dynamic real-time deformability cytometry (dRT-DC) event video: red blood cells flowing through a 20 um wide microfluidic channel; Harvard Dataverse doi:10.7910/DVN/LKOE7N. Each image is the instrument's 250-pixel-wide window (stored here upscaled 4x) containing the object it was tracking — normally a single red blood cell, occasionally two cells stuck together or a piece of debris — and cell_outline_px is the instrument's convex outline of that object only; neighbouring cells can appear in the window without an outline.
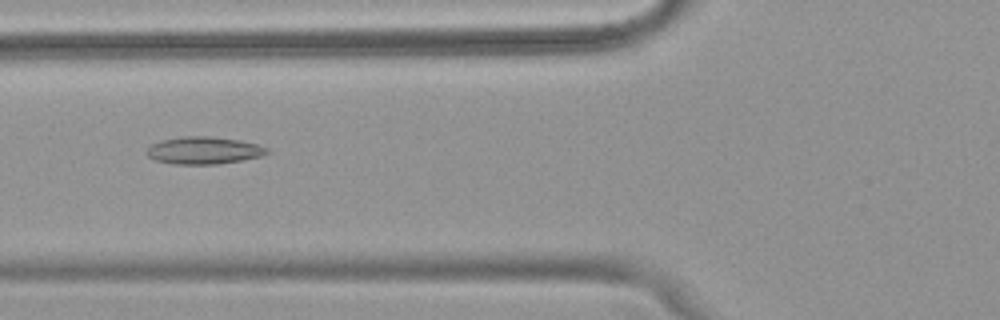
{"species": "common noctule bat (a hibernating species)", "species_latin": "Nyctalus noctula", "temperature_condition": "warm", "stored_images_in_passage": 39, "camera_frame_rate_fps": 3000, "um_per_image_px": 0.085, "animal": {"sex": "female", "body_mass_g": 18.4}, "frame": {"image": 1, "passage_image": 8, "time_ms": 2.333, "image_size_px": [1000, 320], "cell_outline_px": [[268, 152], [260, 156], [244, 160], [216, 164], [176, 164], [156, 160], [148, 156], [148, 148], [152, 144], [164, 140], [184, 136], [212, 136], [240, 140], [256, 144], [268, 148]], "centroid_in_image_um": [17.35, 12.78], "position_along_channel_um": 108.4, "area_um2": 18.9}}
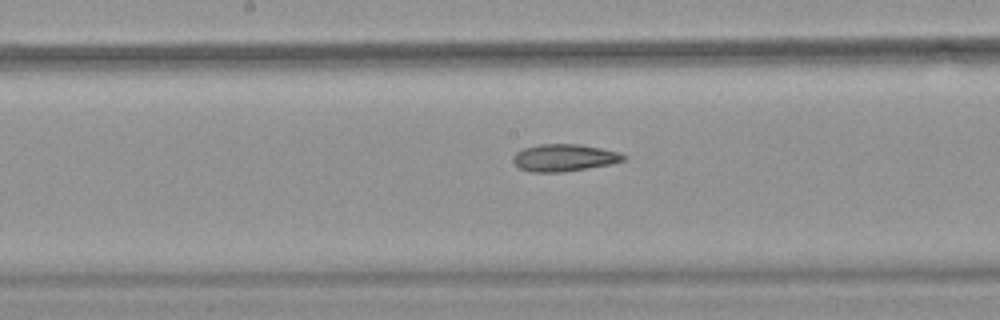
{"frame": {"image": 2, "passage_image": 15, "time_ms": 4.667, "image_size_px": [1000, 320], "cell_outline_px": [[624, 160], [612, 164], [560, 172], [528, 172], [520, 168], [512, 160], [512, 156], [516, 152], [524, 148], [540, 144], [580, 144], [620, 152], [624, 156]], "centroid_in_image_um": [47.92, 13.4], "position_along_channel_um": 200.3, "area_um2": 17.4}}
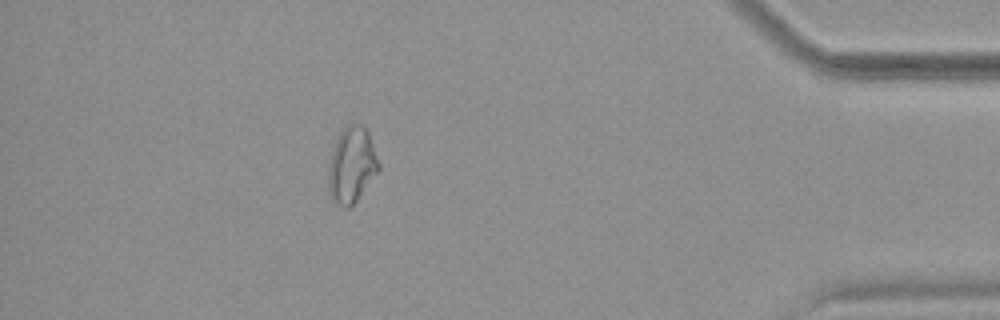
{"frame": {"image": 3, "passage_image": 34, "time_ms": 11.0, "image_size_px": [1000, 320], "cell_outline_px": [[380, 168], [356, 200], [348, 208], [344, 208], [332, 200], [328, 188], [328, 168], [332, 152], [336, 140], [340, 132], [344, 128], [352, 124], [360, 124], [368, 132], [380, 164]], "centroid_in_image_um": [29.88, 14.04], "position_along_channel_um": 405.3, "area_um2": 21.79}, "authors_computed_cell_mechanics": {"area_um2": 18.3226, "velocity_mm_per_s": 3.945, "shape_relaxation_time_tau1_ms": null, "shape_relaxation_time_tau2_ms": 10.9376, "deformation_change_tau1": null, "deformation_change_tau2": 0.242}}